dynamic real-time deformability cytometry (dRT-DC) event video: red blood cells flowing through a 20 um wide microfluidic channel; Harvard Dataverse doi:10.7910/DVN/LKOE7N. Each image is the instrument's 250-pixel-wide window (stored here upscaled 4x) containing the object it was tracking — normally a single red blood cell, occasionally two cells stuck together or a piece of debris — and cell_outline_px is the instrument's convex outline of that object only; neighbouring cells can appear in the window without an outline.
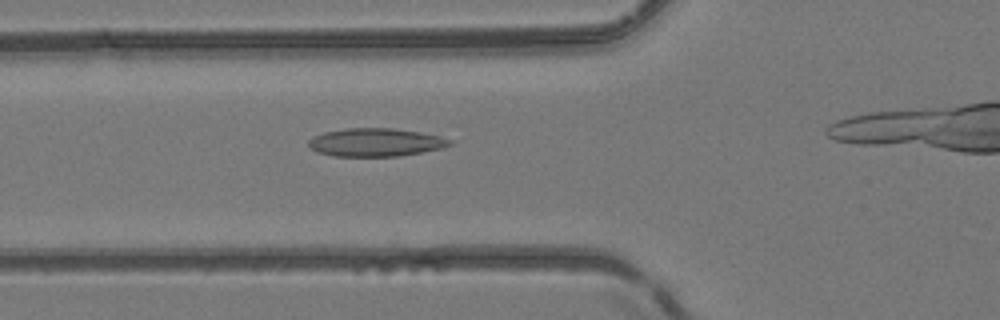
{"species": "common noctule bat (a hibernating species)", "species_latin": "Nyctalus noctula", "temperature_condition": "room temperature", "stored_images_in_passage": 31, "camera_frame_rate_fps": 3000, "um_per_image_px": 0.085, "animal": {"sex": "female", "body_mass_g": 24.6, "forearm_length_mm": 56.2}, "frame": {"image": 1, "passage_image": 9, "time_ms": 2.667, "image_size_px": [1000, 320], "cell_outline_px": [[452, 144], [440, 148], [400, 156], [332, 156], [316, 152], [308, 144], [308, 140], [312, 136], [324, 132], [348, 128], [392, 128], [420, 132], [440, 136], [452, 140]], "centroid_in_image_um": [31.89, 12.09], "position_along_channel_um": 93.9, "area_um2": 23.12}}
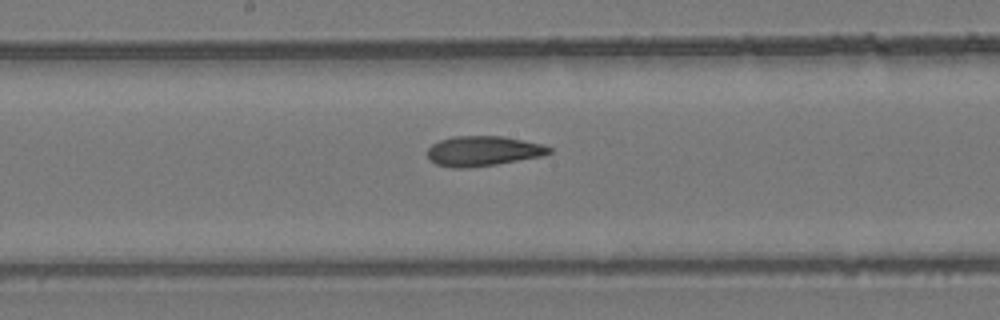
{"frame": {"image": 2, "passage_image": 17, "time_ms": 5.333, "image_size_px": [1000, 320], "cell_outline_px": [[552, 152], [544, 156], [496, 164], [468, 168], [452, 168], [436, 164], [428, 160], [428, 148], [432, 144], [440, 140], [452, 136], [504, 136], [544, 144], [552, 148]], "centroid_in_image_um": [41.08, 12.84], "position_along_channel_um": 207.1, "area_um2": 21.56}}
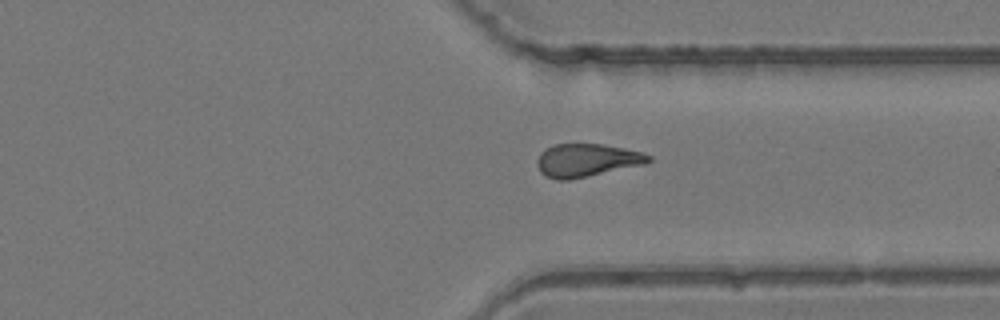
{"frame": {"image": 3, "passage_image": 28, "time_ms": 9.0, "image_size_px": [1000, 320], "cell_outline_px": [[652, 160], [644, 164], [568, 180], [556, 180], [544, 176], [540, 172], [536, 164], [536, 160], [540, 152], [544, 148], [552, 144], [604, 144], [644, 152], [652, 156]], "centroid_in_image_um": [49.83, 13.61], "position_along_channel_um": 361.6, "area_um2": 21.68}}